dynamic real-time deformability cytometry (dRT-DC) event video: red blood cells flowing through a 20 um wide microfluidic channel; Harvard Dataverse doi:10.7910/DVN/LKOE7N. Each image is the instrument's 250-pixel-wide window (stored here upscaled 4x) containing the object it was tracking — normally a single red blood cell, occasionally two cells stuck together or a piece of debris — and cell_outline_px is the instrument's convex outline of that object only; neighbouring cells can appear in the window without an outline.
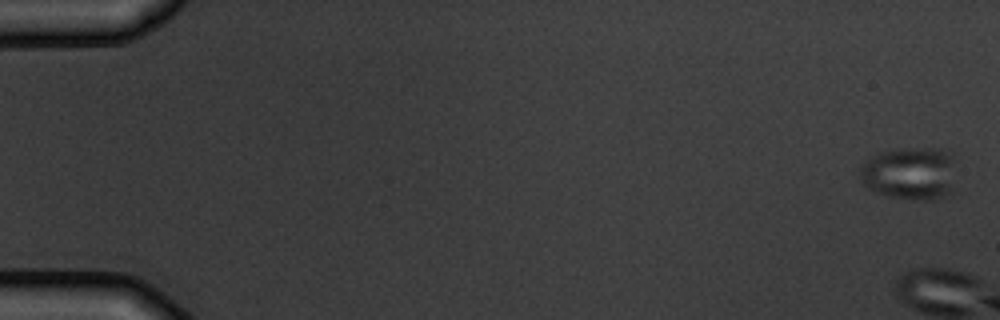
{"species": "common noctule bat (a hibernating species)", "species_latin": "Nyctalus noctula", "temperature_condition": "warm", "stored_images_in_passage": 7, "camera_frame_rate_fps": 3000, "um_per_image_px": 0.085, "animal": {"sex": "male", "body_mass_g": 19.5, "forearm_length_mm": 54.6}, "frame": {"image": 1, "passage_image": 1, "time_ms": 0.0, "image_size_px": [1000, 320], "cell_outline_px": [[952, 192], [932, 200], [916, 200], [888, 196], [876, 192], [868, 188], [864, 184], [860, 176], [860, 168], [872, 156], [880, 152], [908, 148], [948, 148], [952, 152]], "centroid_in_image_um": [77.35, 14.73], "position_along_channel_um": 7.6, "area_um2": 29.48}}